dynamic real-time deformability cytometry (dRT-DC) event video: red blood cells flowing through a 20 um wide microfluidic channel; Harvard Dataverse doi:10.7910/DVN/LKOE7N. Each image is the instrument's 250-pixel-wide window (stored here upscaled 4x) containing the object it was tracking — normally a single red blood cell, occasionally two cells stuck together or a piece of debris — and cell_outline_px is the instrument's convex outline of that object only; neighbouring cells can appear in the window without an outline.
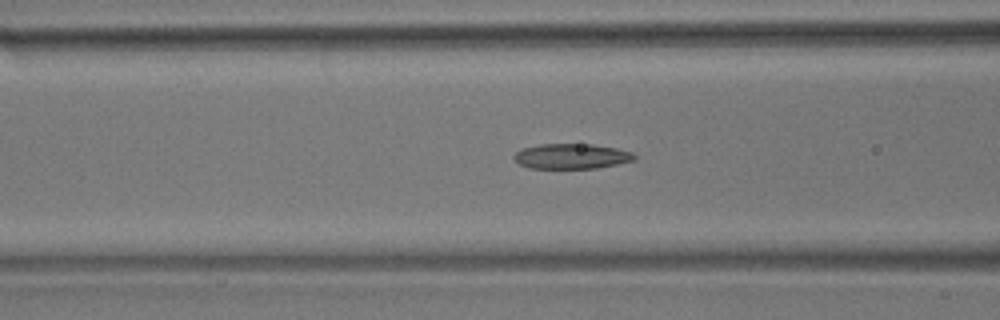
{"species": "common noctule bat (a hibernating species)", "species_latin": "Nyctalus noctula", "temperature_condition": "room temperature", "stored_images_in_passage": 43, "camera_frame_rate_fps": 3000, "um_per_image_px": 0.085, "animal": {"sex": "male", "body_mass_g": 17.9}, "frame": {"image": 1, "passage_image": 9, "time_ms": 2.667, "image_size_px": [1000, 320], "cell_outline_px": [[636, 160], [596, 168], [528, 168], [520, 164], [512, 156], [520, 148], [540, 144], [592, 144], [616, 148], [632, 152], [636, 156]], "centroid_in_image_um": [48.56, 13.27], "position_along_channel_um": 118.0, "area_um2": 17.69}}
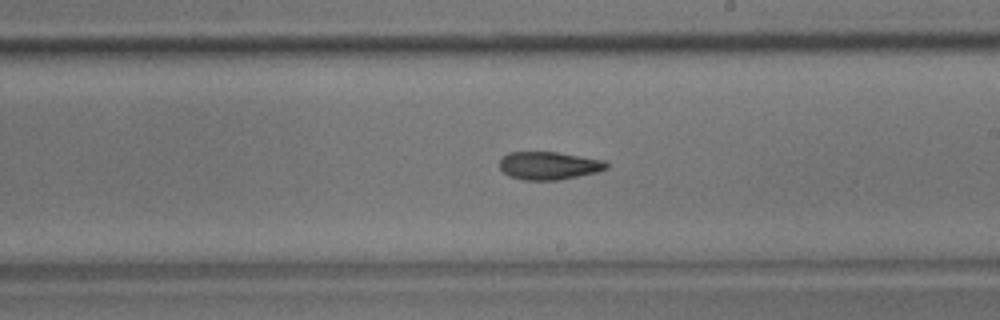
{"frame": {"image": 2, "passage_image": 19, "time_ms": 6.0, "image_size_px": [1000, 320], "cell_outline_px": [[608, 168], [596, 172], [560, 180], [524, 180], [508, 176], [500, 168], [500, 160], [508, 152], [556, 152], [604, 160], [608, 164]], "centroid_in_image_um": [46.65, 14.08], "position_along_channel_um": 242.4, "area_um2": 17.34}}
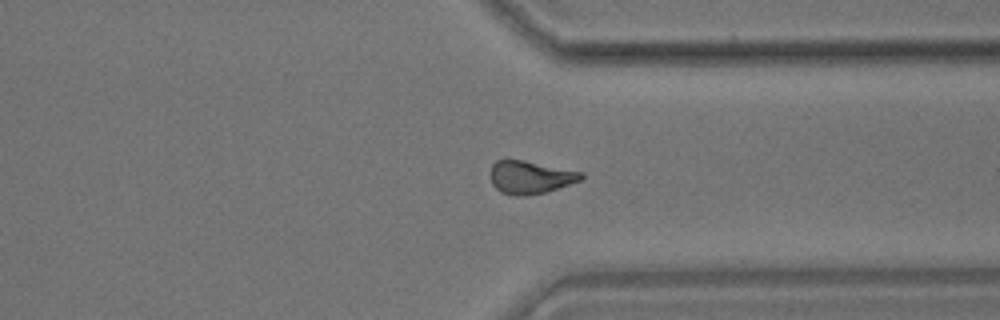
{"frame": {"image": 3, "passage_image": 29, "time_ms": 9.333, "image_size_px": [1000, 320], "cell_outline_px": [[584, 176], [580, 180], [544, 192], [528, 196], [516, 196], [500, 192], [492, 184], [492, 164], [496, 160], [504, 156], [584, 172]], "centroid_in_image_um": [45.03, 15.03], "position_along_channel_um": 366.4, "area_um2": 17.63}}